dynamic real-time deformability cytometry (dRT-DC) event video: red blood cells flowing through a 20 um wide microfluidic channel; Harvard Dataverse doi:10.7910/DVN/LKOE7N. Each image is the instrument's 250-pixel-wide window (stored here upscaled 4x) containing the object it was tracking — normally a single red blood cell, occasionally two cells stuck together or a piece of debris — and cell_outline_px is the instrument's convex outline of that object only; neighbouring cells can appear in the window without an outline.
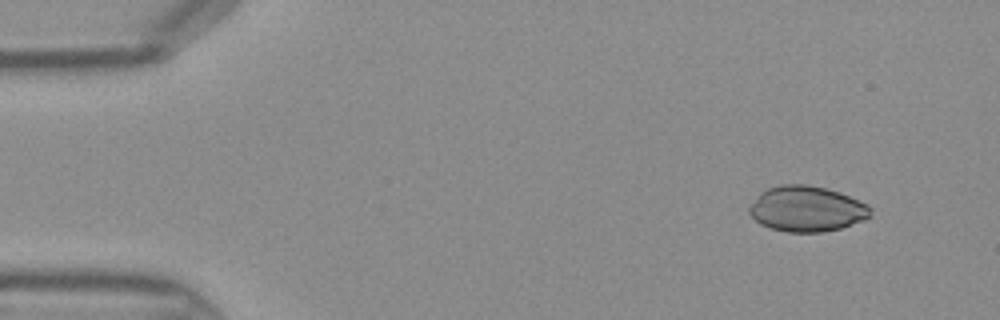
{"species": "Egyptian fruit bat (a non-hibernating species)", "species_latin": "Rousettus aegyptiacus", "temperature_condition": "warm", "stored_images_in_passage": 44, "camera_frame_rate_fps": 3000, "um_per_image_px": 0.085, "frame": {"image": 1, "passage_image": 4, "time_ms": 1.0, "image_size_px": [1000, 320], "cell_outline_px": [[872, 216], [864, 220], [840, 228], [820, 232], [788, 232], [772, 228], [760, 224], [748, 212], [748, 208], [760, 192], [764, 188], [780, 184], [808, 184], [840, 192], [868, 204], [872, 208]], "centroid_in_image_um": [68.58, 17.74], "position_along_channel_um": 16.4, "area_um2": 32.37}}
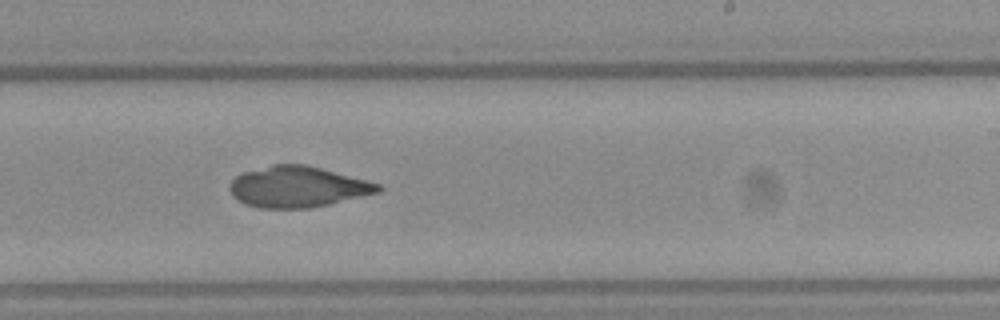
{"frame": {"image": 2, "passage_image": 27, "time_ms": 8.667, "image_size_px": [1000, 320], "cell_outline_px": [[384, 188], [380, 192], [328, 204], [308, 208], [260, 208], [244, 204], [236, 200], [232, 196], [228, 188], [232, 180], [236, 176], [244, 172], [272, 164], [304, 164], [368, 180], [380, 184]], "centroid_in_image_um": [25.28, 15.88], "position_along_channel_um": 263.7, "area_um2": 35.43}}
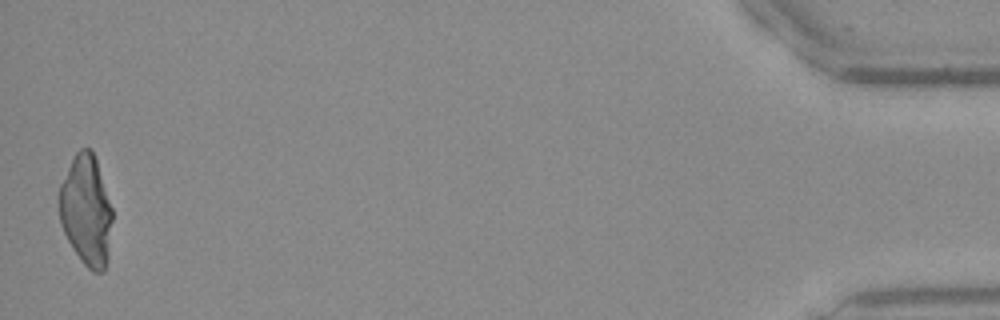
{"frame": {"image": 3, "passage_image": 44, "time_ms": 14.333, "image_size_px": [1000, 320], "cell_outline_px": [[112, 220], [108, 260], [104, 272], [92, 272], [80, 260], [72, 248], [60, 224], [60, 184], [76, 152], [80, 148], [88, 148], [92, 152], [96, 160], [112, 208]], "centroid_in_image_um": [7.34, 17.94], "position_along_channel_um": 427.9, "area_um2": 33.99}}